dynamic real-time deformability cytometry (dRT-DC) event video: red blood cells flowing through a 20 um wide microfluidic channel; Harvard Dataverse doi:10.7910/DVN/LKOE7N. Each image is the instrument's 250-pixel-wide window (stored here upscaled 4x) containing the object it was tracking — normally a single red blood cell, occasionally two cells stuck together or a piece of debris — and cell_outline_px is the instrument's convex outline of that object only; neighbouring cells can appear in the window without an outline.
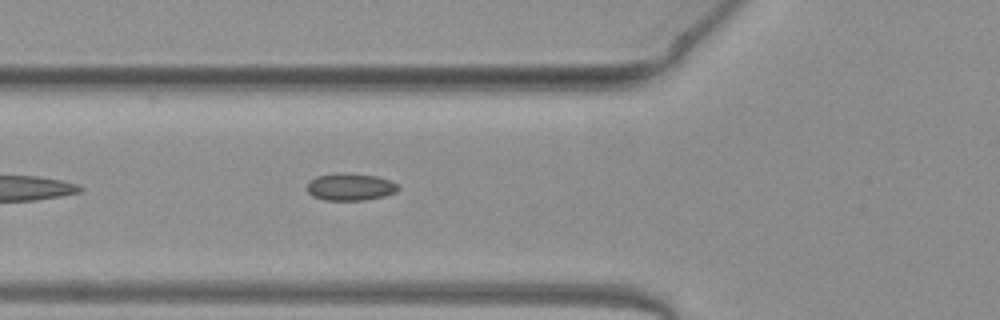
{"species": "common noctule bat (a hibernating species)", "species_latin": "Nyctalus noctula", "temperature_condition": "warm", "stored_images_in_passage": 9, "camera_frame_rate_fps": 3000, "um_per_image_px": 0.085, "animal": {"sex": "female", "body_mass_g": 19.3, "forearm_length_mm": 54.1}, "frame": {"image": 1, "passage_image": 6, "time_ms": 1.667, "image_size_px": [1000, 320], "cell_outline_px": [[400, 188], [396, 192], [384, 196], [364, 200], [324, 200], [312, 196], [308, 192], [308, 180], [316, 176], [336, 172], [344, 172], [376, 176], [388, 180], [396, 184]], "centroid_in_image_um": [29.74, 15.87], "position_along_channel_um": 96.1, "area_um2": 14.57}}